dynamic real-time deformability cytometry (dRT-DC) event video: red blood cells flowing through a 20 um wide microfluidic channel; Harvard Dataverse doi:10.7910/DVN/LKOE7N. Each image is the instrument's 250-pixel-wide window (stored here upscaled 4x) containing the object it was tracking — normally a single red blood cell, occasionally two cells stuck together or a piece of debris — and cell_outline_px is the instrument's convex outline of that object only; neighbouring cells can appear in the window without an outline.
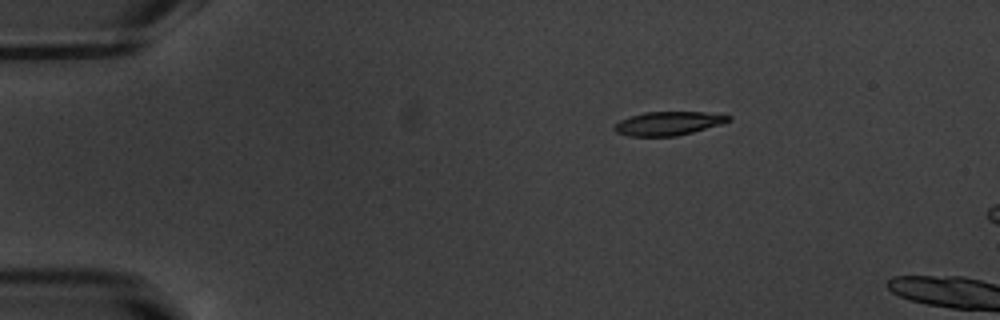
{"species": "common noctule bat (a hibernating species)", "species_latin": "Nyctalus noctula", "temperature_condition": "warm", "stored_images_in_passage": 4, "camera_frame_rate_fps": 3000, "um_per_image_px": 0.085, "animal": {"sex": "male", "body_mass_g": 20.1, "forearm_length_mm": 53.5}, "frame": {"image": 1, "passage_image": 1, "time_ms": 0.0, "image_size_px": [1000, 320], "cell_outline_px": [[732, 120], [720, 124], [692, 132], [676, 136], [628, 136], [616, 132], [612, 128], [620, 120], [644, 112], [704, 112], [732, 116]], "centroid_in_image_um": [56.79, 10.49], "position_along_channel_um": 28.2, "area_um2": 15.61}}